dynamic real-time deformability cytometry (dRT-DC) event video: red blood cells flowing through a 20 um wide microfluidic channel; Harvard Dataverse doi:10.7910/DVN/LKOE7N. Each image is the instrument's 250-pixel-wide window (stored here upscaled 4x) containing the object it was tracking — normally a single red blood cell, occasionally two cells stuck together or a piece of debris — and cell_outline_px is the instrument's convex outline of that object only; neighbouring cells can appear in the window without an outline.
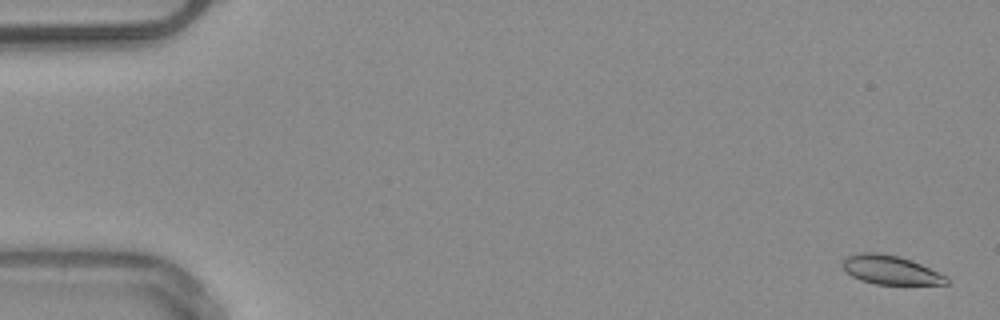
{"species": "common noctule bat (a hibernating species)", "species_latin": "Nyctalus noctula", "temperature_condition": "warm", "stored_images_in_passage": 53, "camera_frame_rate_fps": 3000, "um_per_image_px": 0.085, "animal": {"sex": "male", "body_mass_g": 20.4}, "frame": {"image": 1, "passage_image": 2, "time_ms": 0.333, "image_size_px": [1000, 320], "cell_outline_px": [[948, 284], [876, 284], [860, 280], [852, 276], [840, 264], [840, 260], [848, 256], [860, 252], [880, 252], [900, 256], [912, 260], [948, 276]], "centroid_in_image_um": [75.68, 22.93], "position_along_channel_um": 9.3, "area_um2": 17.69}}
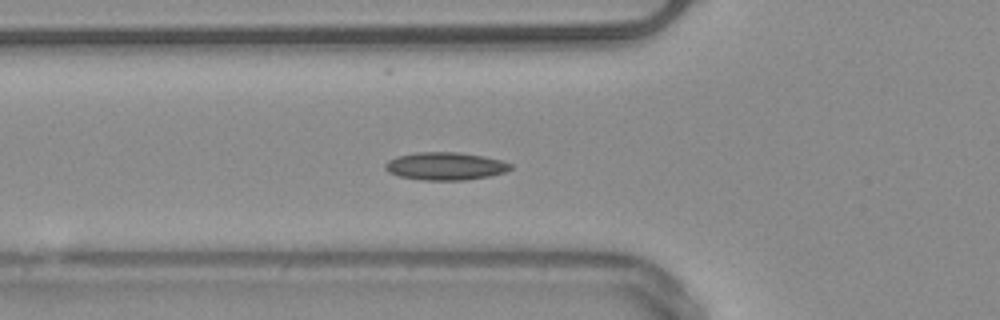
{"frame": {"image": 2, "passage_image": 19, "time_ms": 6.0, "image_size_px": [1000, 320], "cell_outline_px": [[512, 168], [504, 172], [488, 176], [464, 180], [424, 180], [400, 176], [388, 172], [384, 168], [384, 164], [388, 160], [396, 156], [416, 152], [460, 152], [484, 156], [500, 160], [512, 164]], "centroid_in_image_um": [37.83, 14.11], "position_along_channel_um": 88.0, "area_um2": 20.29}, "authors_computed_cell_mechanics": {"area_um2": 18.3804, "velocity_mm_per_s": 3.9512, "shape_relaxation_time_tau1_ms": null, "shape_relaxation_time_tau2_ms": 3.5758, "deformation_change_tau1": null, "deformation_change_tau2": 0.0757}}